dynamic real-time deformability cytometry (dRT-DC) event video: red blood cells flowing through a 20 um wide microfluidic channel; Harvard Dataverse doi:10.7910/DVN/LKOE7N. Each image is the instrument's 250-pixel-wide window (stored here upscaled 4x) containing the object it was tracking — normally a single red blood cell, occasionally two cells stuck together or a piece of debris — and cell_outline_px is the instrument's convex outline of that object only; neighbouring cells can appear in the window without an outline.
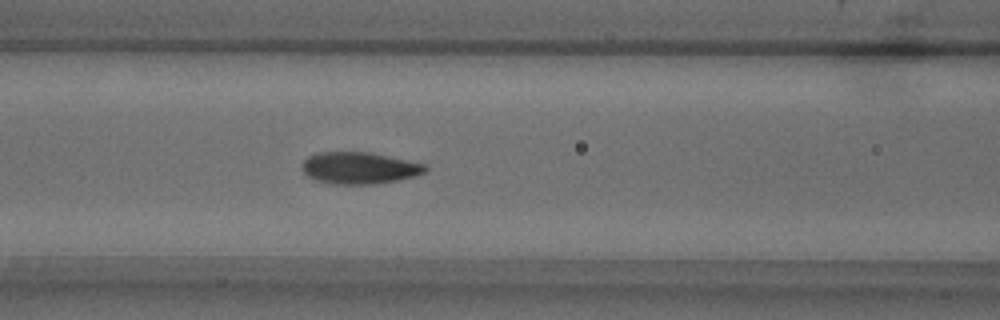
{"species": "common noctule bat (a hibernating species)", "species_latin": "Nyctalus noctula", "temperature_condition": "warm", "stored_images_in_passage": 52, "camera_frame_rate_fps": 3000, "um_per_image_px": 0.085, "animal": {"sex": "male", "body_mass_g": 18.8}, "frame": {"image": 1, "passage_image": 21, "time_ms": 6.667, "image_size_px": [1000, 320], "cell_outline_px": [[428, 168], [424, 172], [416, 176], [376, 184], [336, 184], [312, 180], [300, 168], [300, 164], [308, 156], [316, 152], [368, 152], [428, 164]], "centroid_in_image_um": [30.51, 14.28], "position_along_channel_um": 136.1, "area_um2": 23.06}}
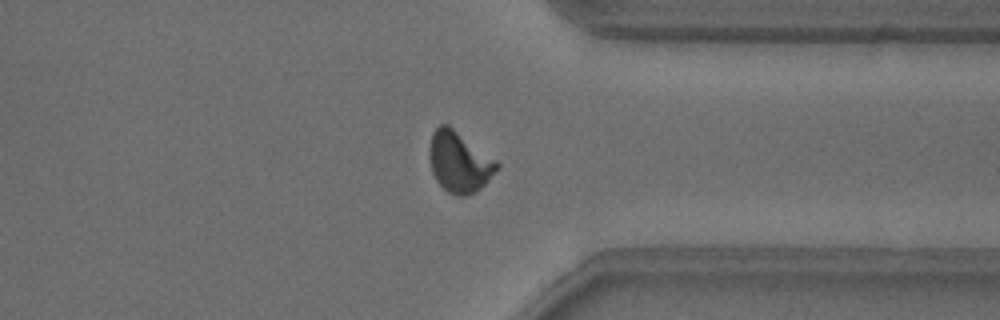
{"frame": {"image": 2, "passage_image": 40, "time_ms": 13.0, "image_size_px": [1000, 320], "cell_outline_px": [[500, 168], [476, 192], [468, 196], [456, 196], [448, 192], [436, 180], [432, 172], [428, 156], [428, 148], [432, 132], [440, 124], [448, 124], [496, 160], [500, 164]], "centroid_in_image_um": [39.02, 13.77], "position_along_channel_um": 372.4, "area_um2": 24.04}}
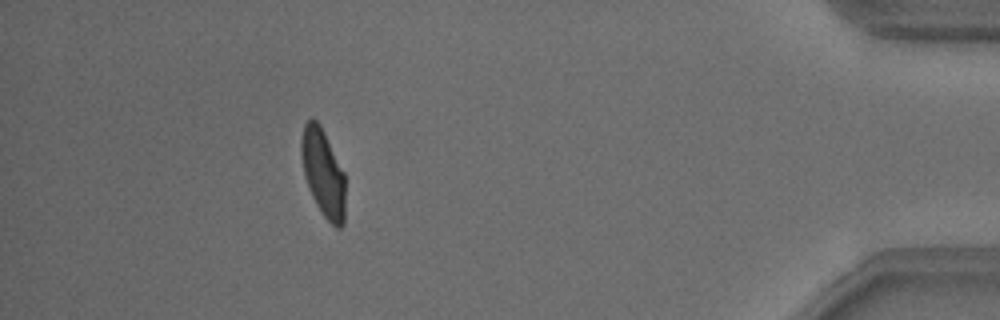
{"frame": {"image": 3, "passage_image": 47, "time_ms": 15.333, "image_size_px": [1000, 320], "cell_outline_px": [[344, 224], [340, 228], [336, 228], [324, 216], [316, 204], [312, 196], [304, 176], [300, 152], [300, 140], [304, 124], [312, 116], [320, 124], [344, 172]], "centroid_in_image_um": [27.44, 14.66], "position_along_channel_um": 407.8, "area_um2": 22.43}, "authors_computed_cell_mechanics": {"area_um2": 22.8599, "velocity_mm_per_s": 3.7952, "shape_relaxation_time_tau1_ms": 2.8535, "shape_relaxation_time_tau2_ms": 0.9086, "deformation_change_tau1": 0.152, "deformation_change_tau2": 0.0555}}